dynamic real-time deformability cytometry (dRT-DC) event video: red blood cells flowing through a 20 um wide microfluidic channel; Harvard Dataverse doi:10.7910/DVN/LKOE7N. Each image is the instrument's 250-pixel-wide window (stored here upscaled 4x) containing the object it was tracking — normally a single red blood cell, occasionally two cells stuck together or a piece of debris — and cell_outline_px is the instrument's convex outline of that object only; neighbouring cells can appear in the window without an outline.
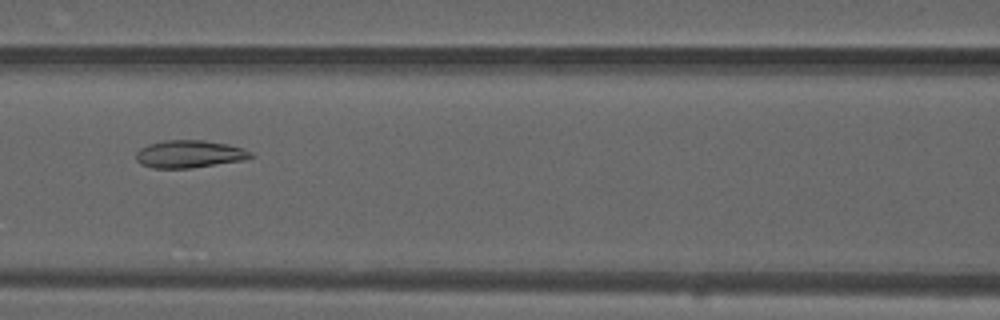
{"species": "common noctule bat (a hibernating species)", "species_latin": "Nyctalus noctula", "temperature_condition": "warm", "stored_images_in_passage": 54, "camera_frame_rate_fps": 3000, "um_per_image_px": 0.085, "animal": {"sex": "male", "forearm_length_mm": 52.5}, "frame": {"image": 1, "passage_image": 24, "time_ms": 7.667, "image_size_px": [1000, 320], "cell_outline_px": [[256, 156], [244, 160], [192, 168], [152, 168], [140, 164], [136, 160], [136, 152], [140, 148], [148, 144], [164, 140], [204, 140], [228, 144], [252, 152]], "centroid_in_image_um": [16.09, 13.09], "position_along_channel_um": 150.5, "area_um2": 18.55}}
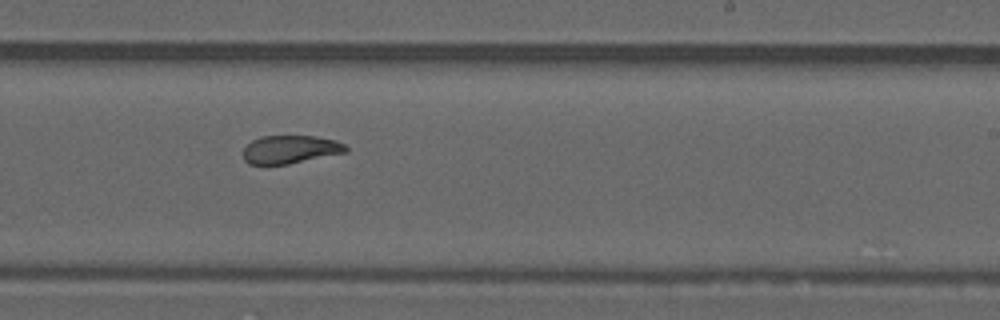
{"frame": {"image": 2, "passage_image": 33, "time_ms": 10.667, "image_size_px": [1000, 320], "cell_outline_px": [[348, 152], [288, 164], [248, 164], [244, 160], [244, 148], [252, 140], [260, 136], [316, 136], [336, 140], [344, 144], [348, 148]], "centroid_in_image_um": [24.69, 12.7], "position_along_channel_um": 264.3, "area_um2": 16.88}}
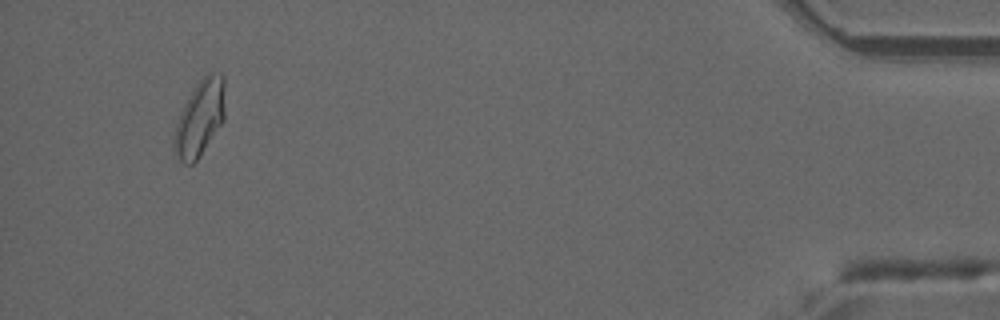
{"frame": {"image": 3, "passage_image": 51, "time_ms": 16.667, "image_size_px": [1000, 320], "cell_outline_px": [[224, 120], [196, 160], [192, 164], [184, 164], [180, 160], [172, 144], [172, 140], [176, 124], [180, 112], [184, 104], [196, 84], [208, 72], [212, 72], [224, 76]], "centroid_in_image_um": [16.97, 10.02], "position_along_channel_um": 418.2, "area_um2": 22.2}, "authors_computed_cell_mechanics": {"area_um2": 19.2763, "velocity_mm_per_s": 3.8171, "shape_relaxation_time_tau1_ms": null, "shape_relaxation_time_tau2_ms": 1.7367, "deformation_change_tau1": null, "deformation_change_tau2": 0.0725}}